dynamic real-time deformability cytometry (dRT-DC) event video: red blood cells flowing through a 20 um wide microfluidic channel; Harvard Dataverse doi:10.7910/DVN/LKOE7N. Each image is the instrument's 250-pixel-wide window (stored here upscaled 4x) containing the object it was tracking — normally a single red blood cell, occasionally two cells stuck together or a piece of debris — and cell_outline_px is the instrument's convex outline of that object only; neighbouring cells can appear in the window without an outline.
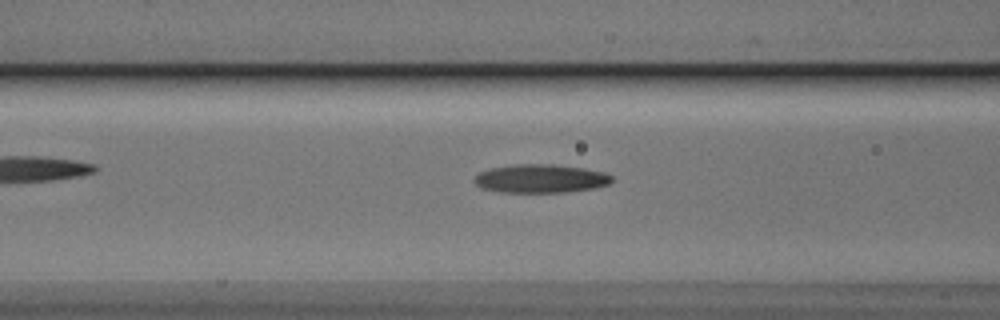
{"species": "Egyptian fruit bat (a non-hibernating species)", "species_latin": "Rousettus aegyptiacus", "temperature_condition": "cold", "stored_images_in_passage": 25, "camera_frame_rate_fps": 3000, "um_per_image_px": 0.085, "animal": {"sex": "male"}, "frame": {"image": 1, "passage_image": 7, "time_ms": 2.0, "image_size_px": [1000, 320], "cell_outline_px": [[612, 180], [608, 184], [592, 188], [568, 192], [500, 192], [480, 188], [472, 180], [480, 172], [492, 168], [516, 164], [552, 164], [584, 168], [604, 172], [612, 176]], "centroid_in_image_um": [45.93, 15.18], "position_along_channel_um": 120.7, "area_um2": 22.77}}
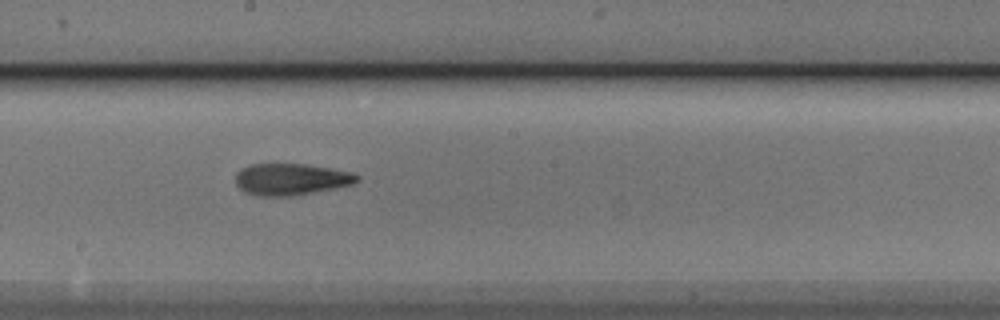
{"frame": {"image": 2, "passage_image": 15, "time_ms": 4.667, "image_size_px": [1000, 320], "cell_outline_px": [[360, 180], [352, 184], [336, 188], [292, 196], [256, 196], [244, 192], [236, 184], [236, 172], [240, 168], [248, 164], [304, 164], [352, 172], [360, 176]], "centroid_in_image_um": [24.71, 15.24], "position_along_channel_um": 223.5, "area_um2": 22.54}}
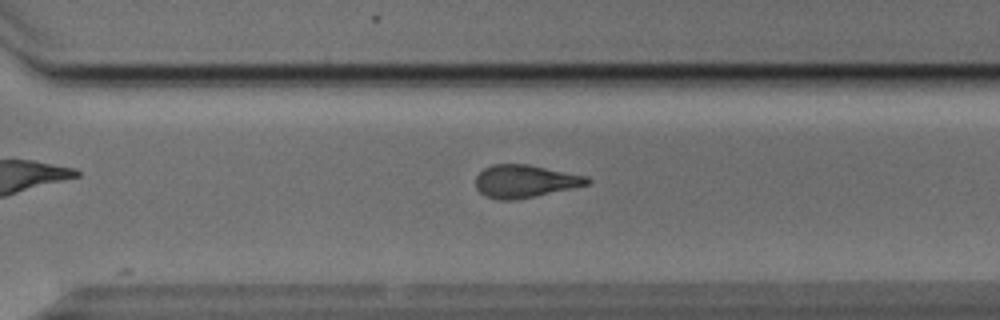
{"frame": {"image": 3, "passage_image": 23, "time_ms": 7.333, "image_size_px": [1000, 320], "cell_outline_px": [[592, 180], [588, 184], [516, 200], [496, 200], [484, 196], [476, 188], [476, 176], [484, 168], [492, 164], [528, 164], [588, 176]], "centroid_in_image_um": [44.59, 15.4], "position_along_channel_um": 326.0, "area_um2": 21.27}}